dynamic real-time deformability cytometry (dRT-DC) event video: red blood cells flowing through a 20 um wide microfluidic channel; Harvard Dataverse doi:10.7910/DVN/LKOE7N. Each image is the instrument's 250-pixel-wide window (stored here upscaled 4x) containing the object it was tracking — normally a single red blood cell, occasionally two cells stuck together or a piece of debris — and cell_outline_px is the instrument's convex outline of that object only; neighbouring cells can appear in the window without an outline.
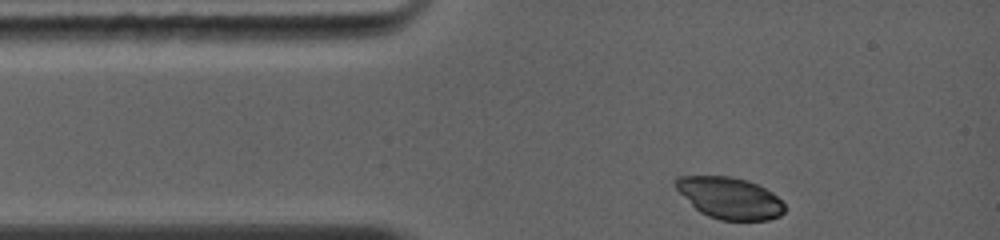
{"species": "common noctule bat (a hibernating species)", "species_latin": "Nyctalus noctula", "temperature_condition": "warm", "stored_images_in_passage": 24, "camera_frame_rate_fps": 5000, "um_per_image_px": 0.085, "animal": {"sex": "female", "body_mass_g": 19.0, "forearm_length_mm": 56.7}, "frame": {"image": 1, "passage_image": 1, "time_ms": 0.0, "image_size_px": [1000, 240], "cell_outline_px": [[784, 212], [780, 216], [768, 220], [720, 220], [708, 216], [700, 212], [676, 188], [676, 180], [680, 176], [728, 176], [744, 180], [756, 184], [764, 188], [776, 196], [784, 204]], "centroid_in_image_um": [62.04, 16.84], "position_along_channel_um": 23.0, "area_um2": 25.84}}
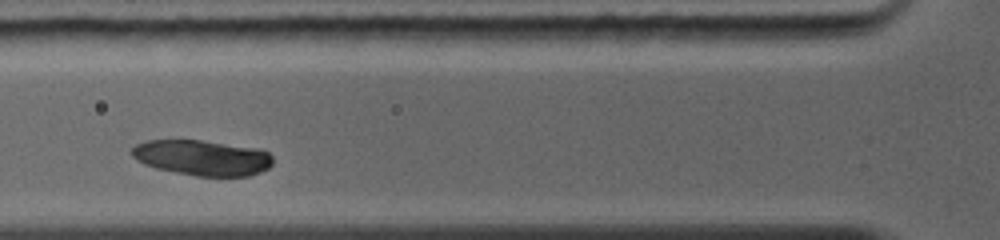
{"frame": {"image": 2, "passage_image": 11, "time_ms": 2.6, "image_size_px": [1000, 240], "cell_outline_px": [[272, 164], [268, 168], [252, 176], [196, 176], [156, 168], [144, 164], [136, 160], [132, 156], [132, 148], [136, 144], [148, 140], [200, 140], [248, 148], [268, 152], [272, 156]], "centroid_in_image_um": [17.15, 13.42], "position_along_channel_um": 108.7, "area_um2": 28.73}}
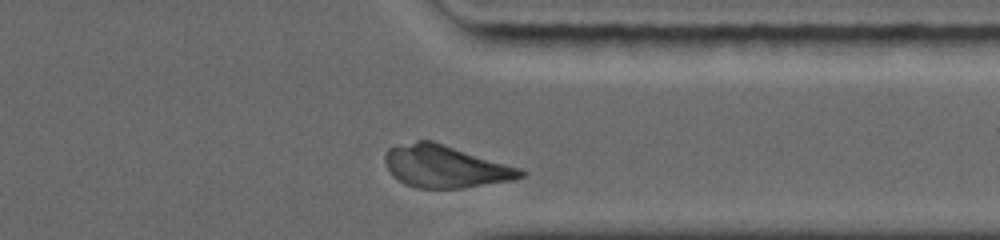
{"frame": {"image": 3, "passage_image": 24, "time_ms": 8.8, "image_size_px": [1000, 240], "cell_outline_px": [[524, 176], [512, 180], [464, 188], [416, 188], [404, 184], [392, 176], [384, 160], [384, 156], [388, 148], [416, 140], [432, 140], [520, 168], [524, 172]], "centroid_in_image_um": [37.81, 14.15], "position_along_channel_um": 373.6, "area_um2": 33.35}}